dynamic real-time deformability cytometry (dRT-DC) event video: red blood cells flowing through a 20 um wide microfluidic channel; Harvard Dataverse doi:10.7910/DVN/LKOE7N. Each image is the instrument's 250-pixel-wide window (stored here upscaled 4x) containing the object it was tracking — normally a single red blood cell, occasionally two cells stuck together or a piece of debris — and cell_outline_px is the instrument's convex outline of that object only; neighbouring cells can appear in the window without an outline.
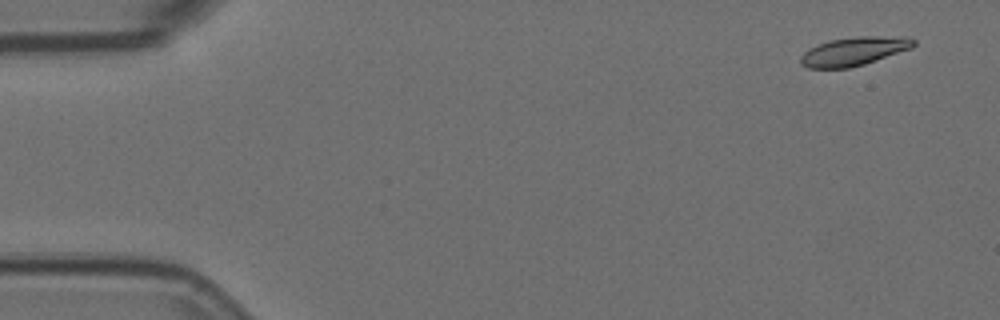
{"species": "Egyptian fruit bat (a non-hibernating species)", "species_latin": "Rousettus aegyptiacus", "temperature_condition": "room temperature", "stored_images_in_passage": 4, "camera_frame_rate_fps": 3000, "um_per_image_px": 0.085, "animal": {"sex": "female"}, "frame": {"image": 1, "passage_image": 1, "time_ms": 0.0, "image_size_px": [1000, 320], "cell_outline_px": [[916, 44], [912, 48], [864, 64], [848, 68], [808, 68], [800, 64], [800, 56], [808, 48], [828, 40], [860, 36], [908, 36], [916, 40]], "centroid_in_image_um": [72.59, 4.34], "position_along_channel_um": 12.4, "area_um2": 19.02}}